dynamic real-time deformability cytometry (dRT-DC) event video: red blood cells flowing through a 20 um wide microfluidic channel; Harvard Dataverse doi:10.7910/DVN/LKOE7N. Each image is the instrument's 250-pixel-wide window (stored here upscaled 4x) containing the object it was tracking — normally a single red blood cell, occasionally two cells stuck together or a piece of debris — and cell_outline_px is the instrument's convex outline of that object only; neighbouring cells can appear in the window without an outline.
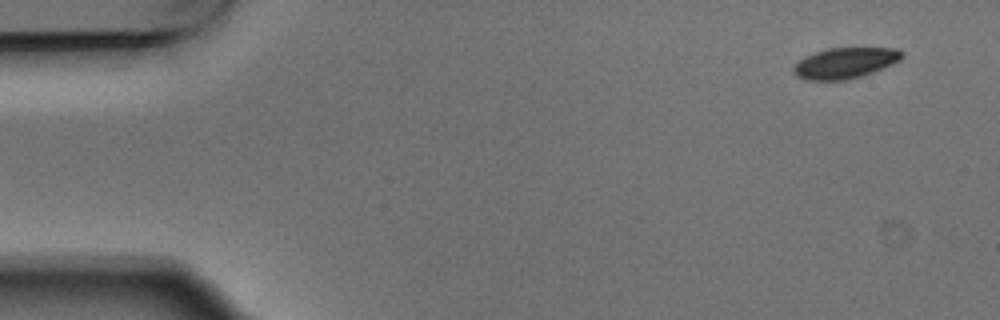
{"species": "Egyptian fruit bat (a non-hibernating species)", "species_latin": "Rousettus aegyptiacus", "temperature_condition": "warm", "stored_images_in_passage": 7, "camera_frame_rate_fps": 3000, "um_per_image_px": 0.085, "animal": {"sex": "male"}, "frame": {"image": 1, "passage_image": 1, "time_ms": 0.0, "image_size_px": [1000, 320], "cell_outline_px": [[904, 56], [900, 60], [892, 64], [872, 72], [860, 76], [844, 80], [808, 80], [796, 76], [792, 72], [792, 68], [804, 56], [828, 48], [900, 48], [904, 52]], "centroid_in_image_um": [71.84, 5.34], "position_along_channel_um": 13.2, "area_um2": 19.42}}
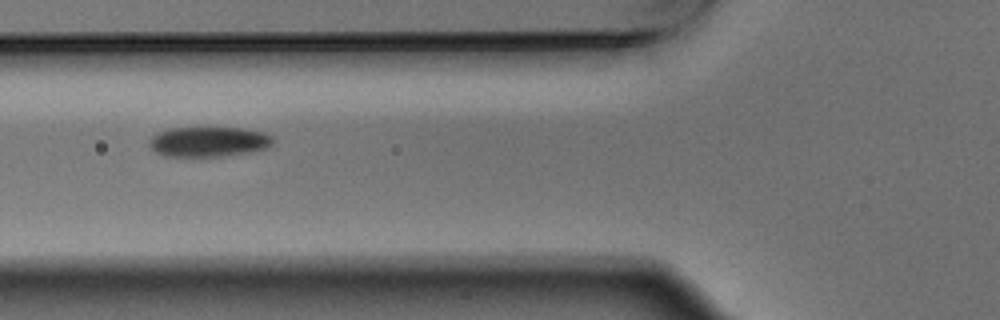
{"frame": {"image": 2, "passage_image": 5, "time_ms": 1.333, "image_size_px": [1000, 320], "cell_outline_px": [[272, 144], [268, 148], [252, 152], [220, 156], [164, 156], [156, 152], [148, 144], [148, 140], [152, 136], [168, 128], [240, 128], [264, 132], [272, 136]], "centroid_in_image_um": [17.74, 12.05], "position_along_channel_um": 108.1, "area_um2": 21.62}}
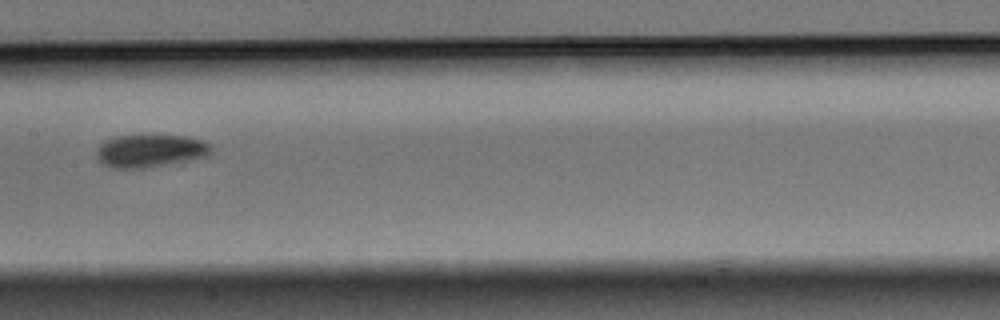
{"frame": {"image": 3, "passage_image": 7, "time_ms": 2.0, "image_size_px": [1000, 320], "cell_outline_px": [[212, 152], [204, 156], [188, 160], [144, 168], [112, 168], [104, 164], [96, 156], [96, 148], [104, 140], [116, 136], [188, 136], [204, 140], [212, 144]], "centroid_in_image_um": [12.77, 12.81], "position_along_channel_um": 194.6, "area_um2": 21.79}}